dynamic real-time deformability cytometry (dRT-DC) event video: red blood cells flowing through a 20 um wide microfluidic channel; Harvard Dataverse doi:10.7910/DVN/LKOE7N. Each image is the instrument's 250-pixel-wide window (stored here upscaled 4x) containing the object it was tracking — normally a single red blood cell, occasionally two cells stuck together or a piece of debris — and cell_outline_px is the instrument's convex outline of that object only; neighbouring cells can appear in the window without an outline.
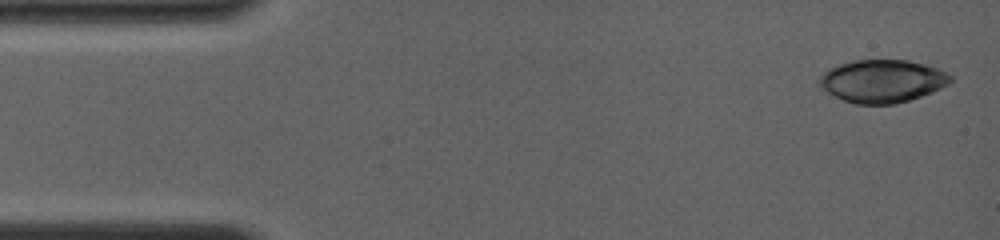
{"species": "common noctule bat (a hibernating species)", "species_latin": "Nyctalus noctula", "temperature_condition": "room temperature", "stored_images_in_passage": 17, "camera_frame_rate_fps": 4000, "um_per_image_px": 0.085, "animal": {"sex": "female", "body_mass_g": 19.0, "forearm_length_mm": 56.7}, "frame": {"image": 1, "passage_image": 1, "time_ms": 0.0, "image_size_px": [1000, 240], "cell_outline_px": [[952, 80], [948, 84], [940, 88], [920, 96], [908, 100], [892, 104], [856, 104], [844, 100], [820, 88], [816, 84], [820, 76], [828, 68], [852, 60], [908, 60], [924, 64], [936, 68], [952, 76]], "centroid_in_image_um": [74.94, 6.88], "position_along_channel_um": 10.1, "area_um2": 32.54}}
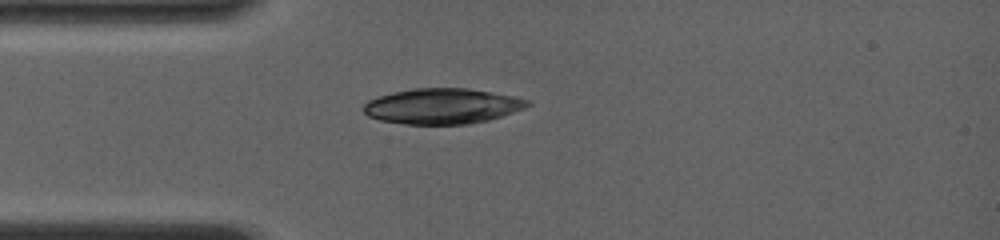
{"frame": {"image": 2, "passage_image": 17, "time_ms": 3.5, "image_size_px": [1000, 240], "cell_outline_px": [[532, 104], [524, 108], [488, 120], [468, 124], [404, 124], [380, 120], [368, 116], [360, 108], [368, 100], [392, 92], [416, 88], [468, 88], [492, 92], [512, 96], [528, 100]], "centroid_in_image_um": [37.55, 9.02], "position_along_channel_um": 47.4, "area_um2": 33.81}}